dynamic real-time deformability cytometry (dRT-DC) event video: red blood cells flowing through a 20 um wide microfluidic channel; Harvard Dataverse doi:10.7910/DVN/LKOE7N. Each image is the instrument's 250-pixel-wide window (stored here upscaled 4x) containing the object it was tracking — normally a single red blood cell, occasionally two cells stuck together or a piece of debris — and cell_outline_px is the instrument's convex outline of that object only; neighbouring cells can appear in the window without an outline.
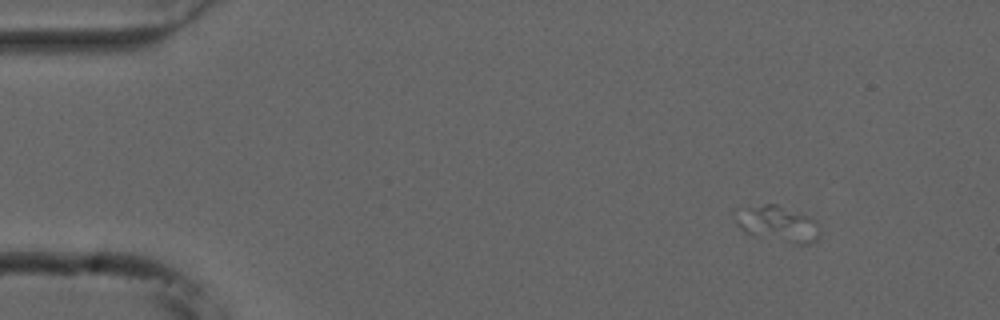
{"species": "common noctule bat (a hibernating species)", "species_latin": "Nyctalus noctula", "temperature_condition": "cold", "stored_images_in_passage": 3, "camera_frame_rate_fps": 3000, "um_per_image_px": 0.085, "animal": {"sex": "male", "forearm_length_mm": 52.5}, "frame": {"image": 1, "passage_image": 1, "time_ms": 0.0, "image_size_px": [1000, 320], "cell_outline_px": [[820, 236], [812, 244], [796, 244], [752, 236], [744, 232], [736, 224], [736, 220], [764, 204], [776, 204], [808, 216], [816, 220], [820, 224]], "centroid_in_image_um": [66.31, 19.12], "position_along_channel_um": 18.7, "area_um2": 16.94}}